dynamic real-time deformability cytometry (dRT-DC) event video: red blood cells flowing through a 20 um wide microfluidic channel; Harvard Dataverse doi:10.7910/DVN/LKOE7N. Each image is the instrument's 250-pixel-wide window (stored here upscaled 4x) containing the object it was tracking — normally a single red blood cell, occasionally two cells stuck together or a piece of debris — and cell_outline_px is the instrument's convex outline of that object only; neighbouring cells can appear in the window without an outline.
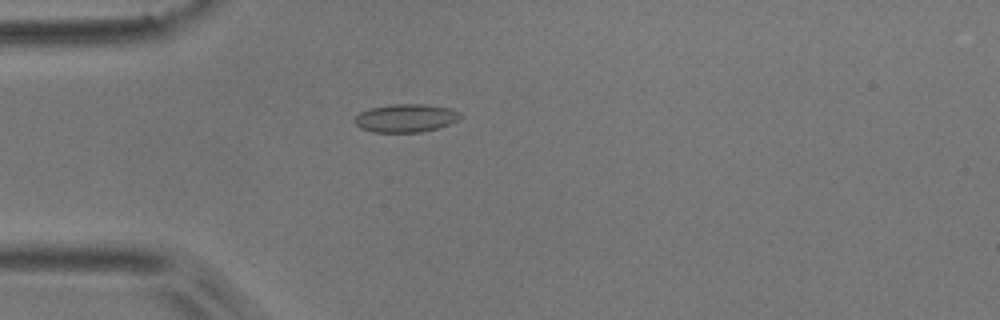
{"species": "common noctule bat (a hibernating species)", "species_latin": "Nyctalus noctula", "temperature_condition": "room temperature", "stored_images_in_passage": 6, "camera_frame_rate_fps": 3000, "um_per_image_px": 0.085, "animal": {"sex": "male", "body_mass_g": 17.9}, "frame": {"image": 1, "passage_image": 4, "time_ms": 1.0, "image_size_px": [1000, 320], "cell_outline_px": [[464, 116], [448, 124], [436, 128], [420, 132], [372, 132], [360, 128], [352, 120], [360, 112], [372, 108], [392, 104], [424, 104], [448, 108], [460, 112]], "centroid_in_image_um": [34.47, 10.04], "position_along_channel_um": 50.5, "area_um2": 17.22}}
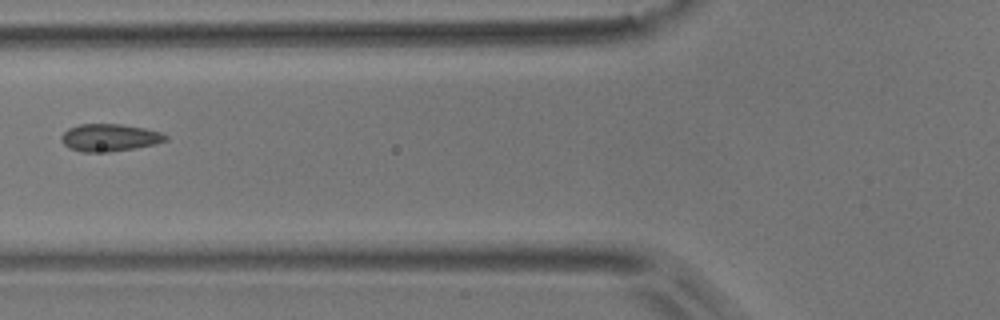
{"frame": {"image": 2, "passage_image": 6, "time_ms": 1.667, "image_size_px": [1000, 320], "cell_outline_px": [[168, 140], [136, 148], [108, 152], [80, 152], [68, 148], [60, 140], [60, 136], [68, 128], [80, 124], [120, 124], [144, 128], [160, 132], [168, 136]], "centroid_in_image_um": [9.27, 11.7], "position_along_channel_um": 116.5, "area_um2": 16.7}}